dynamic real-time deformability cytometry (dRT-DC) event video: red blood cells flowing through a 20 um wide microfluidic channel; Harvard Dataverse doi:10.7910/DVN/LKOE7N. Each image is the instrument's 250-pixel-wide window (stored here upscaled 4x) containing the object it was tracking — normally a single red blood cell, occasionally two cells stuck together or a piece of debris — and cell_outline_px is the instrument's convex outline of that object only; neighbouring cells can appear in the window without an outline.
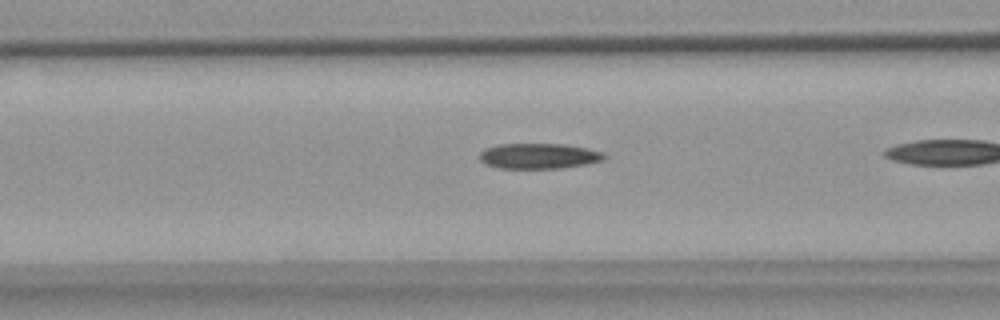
{"species": "common noctule bat (a hibernating species)", "species_latin": "Nyctalus noctula", "temperature_condition": "warm", "stored_images_in_passage": 38, "camera_frame_rate_fps": 3000, "um_per_image_px": 0.085, "animal": {"sex": "female", "body_mass_g": 18.4}, "frame": {"image": 1, "passage_image": 17, "time_ms": 5.333, "image_size_px": [1000, 320], "cell_outline_px": [[608, 156], [604, 160], [584, 164], [560, 168], [496, 168], [484, 164], [480, 160], [480, 152], [484, 148], [500, 144], [564, 144], [588, 148], [604, 152]], "centroid_in_image_um": [45.8, 13.26], "position_along_channel_um": 120.8, "area_um2": 18.61}}
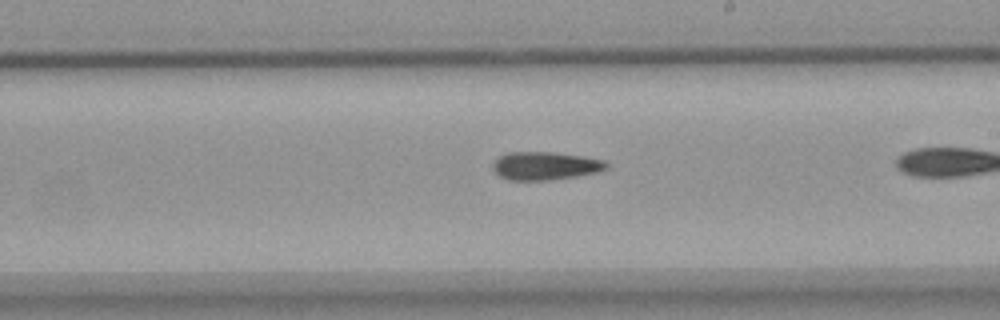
{"frame": {"image": 2, "passage_image": 27, "time_ms": 8.667, "image_size_px": [1000, 320], "cell_outline_px": [[608, 168], [596, 172], [576, 176], [548, 180], [508, 180], [500, 176], [492, 168], [492, 164], [500, 156], [508, 152], [552, 152], [584, 156], [604, 160], [608, 164]], "centroid_in_image_um": [46.34, 14.09], "position_along_channel_um": 242.7, "area_um2": 18.55}}